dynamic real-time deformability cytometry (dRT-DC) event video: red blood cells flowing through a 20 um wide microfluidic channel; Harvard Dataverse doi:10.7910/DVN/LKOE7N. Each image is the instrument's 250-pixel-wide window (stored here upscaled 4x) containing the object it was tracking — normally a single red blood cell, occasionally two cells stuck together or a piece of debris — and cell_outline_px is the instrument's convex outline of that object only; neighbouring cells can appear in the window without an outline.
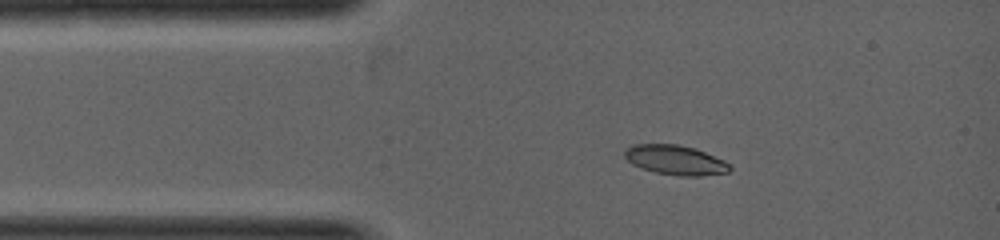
{"species": "common noctule bat (a hibernating species)", "species_latin": "Nyctalus noctula", "temperature_condition": "warm", "stored_images_in_passage": 5, "camera_frame_rate_fps": 5000, "um_per_image_px": 0.085, "animal": {"sex": "female", "body_mass_g": 19.0, "forearm_length_mm": 53.3}, "frame": {"image": 1, "passage_image": 2, "time_ms": 0.4, "image_size_px": [1000, 240], "cell_outline_px": [[732, 168], [728, 172], [700, 176], [680, 176], [656, 172], [632, 164], [624, 156], [624, 148], [632, 144], [680, 144], [696, 148], [724, 160]], "centroid_in_image_um": [57.4, 13.58], "position_along_channel_um": 27.6, "area_um2": 18.21}}
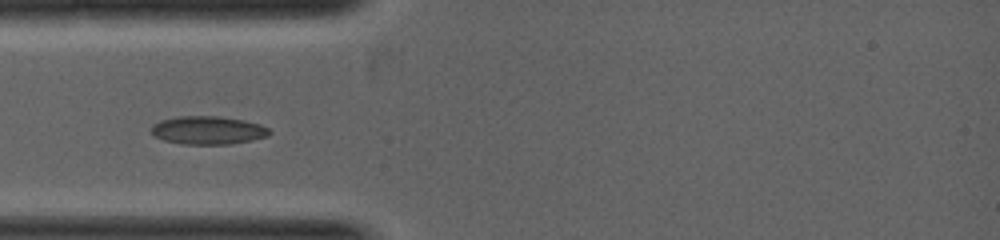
{"frame": {"image": 2, "passage_image": 4, "time_ms": 1.2, "image_size_px": [1000, 240], "cell_outline_px": [[272, 132], [268, 136], [252, 140], [228, 144], [184, 144], [164, 140], [156, 136], [152, 132], [152, 124], [160, 120], [176, 116], [220, 116], [244, 120], [260, 124], [268, 128]], "centroid_in_image_um": [17.69, 11.06], "position_along_channel_um": 67.3, "area_um2": 19.42}}
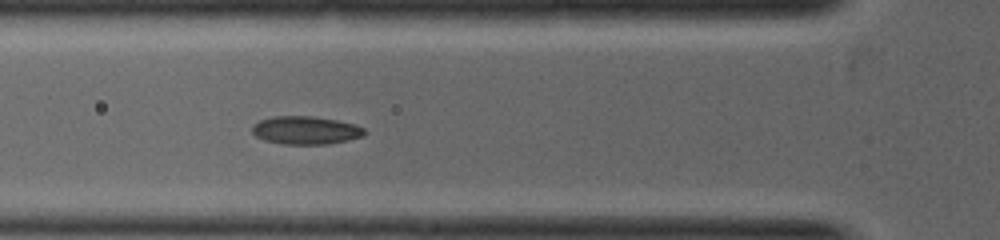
{"frame": {"image": 3, "passage_image": 5, "time_ms": 1.6, "image_size_px": [1000, 240], "cell_outline_px": [[364, 136], [348, 140], [328, 144], [284, 144], [264, 140], [256, 136], [252, 132], [252, 124], [260, 120], [272, 116], [312, 116], [336, 120], [352, 124], [364, 128]], "centroid_in_image_um": [25.94, 11.07], "position_along_channel_um": 99.9, "area_um2": 18.32}}